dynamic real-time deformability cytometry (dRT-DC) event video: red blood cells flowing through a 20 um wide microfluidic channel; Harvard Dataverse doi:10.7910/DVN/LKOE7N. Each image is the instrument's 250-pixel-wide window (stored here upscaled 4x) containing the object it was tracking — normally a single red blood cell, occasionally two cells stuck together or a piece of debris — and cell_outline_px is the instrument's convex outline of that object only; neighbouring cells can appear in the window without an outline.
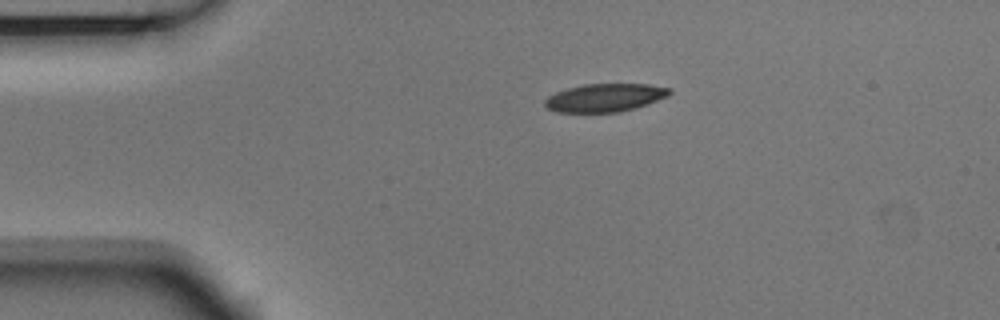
{"species": "Egyptian fruit bat (a non-hibernating species)", "species_latin": "Rousettus aegyptiacus", "temperature_condition": "room temperature", "stored_images_in_passage": 44, "camera_frame_rate_fps": 3000, "um_per_image_px": 0.085, "animal": {"sex": "male"}, "frame": {"image": 1, "passage_image": 1, "time_ms": 0.0, "image_size_px": [1000, 320], "cell_outline_px": [[672, 92], [668, 96], [648, 104], [636, 108], [620, 112], [556, 112], [548, 108], [544, 104], [544, 100], [548, 96], [556, 92], [568, 88], [584, 84], [648, 84], [672, 88]], "centroid_in_image_um": [51.45, 8.3], "position_along_channel_um": 33.6, "area_um2": 20.52}}
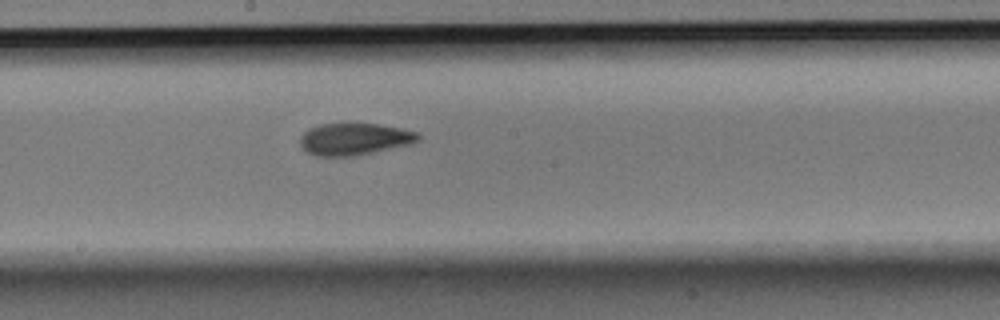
{"frame": {"image": 2, "passage_image": 19, "time_ms": 6.0, "image_size_px": [1000, 320], "cell_outline_px": [[420, 140], [412, 144], [352, 156], [316, 156], [308, 152], [300, 144], [300, 136], [308, 128], [320, 124], [344, 120], [348, 120], [376, 124], [400, 128], [416, 132], [420, 136]], "centroid_in_image_um": [30.09, 11.77], "position_along_channel_um": 218.1, "area_um2": 22.66}}
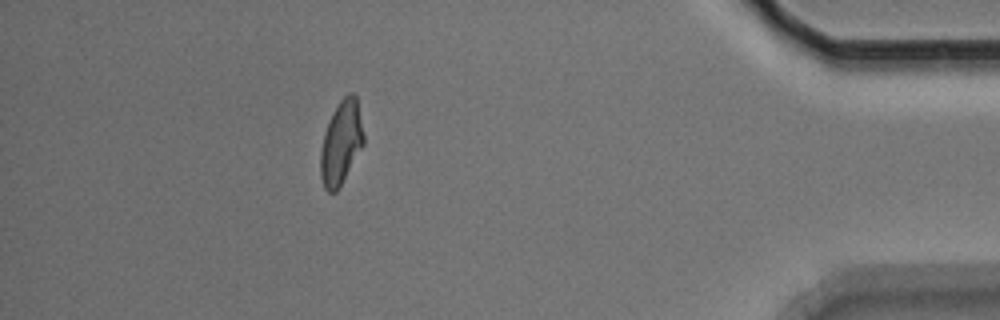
{"frame": {"image": 3, "passage_image": 38, "time_ms": 12.333, "image_size_px": [1000, 320], "cell_outline_px": [[364, 144], [340, 188], [336, 192], [328, 192], [324, 188], [320, 176], [320, 152], [324, 132], [340, 100], [348, 92], [352, 92], [356, 96], [364, 136]], "centroid_in_image_um": [28.99, 12.18], "position_along_channel_um": 406.2, "area_um2": 20.98}, "authors_computed_cell_mechanics": {"area_um2": 21.4727, "velocity_mm_per_s": 3.747, "shape_relaxation_time_tau1_ms": 3.7058, "shape_relaxation_time_tau2_ms": 1.8392, "deformation_change_tau1": 0.1292, "deformation_change_tau2": 0.0667}}